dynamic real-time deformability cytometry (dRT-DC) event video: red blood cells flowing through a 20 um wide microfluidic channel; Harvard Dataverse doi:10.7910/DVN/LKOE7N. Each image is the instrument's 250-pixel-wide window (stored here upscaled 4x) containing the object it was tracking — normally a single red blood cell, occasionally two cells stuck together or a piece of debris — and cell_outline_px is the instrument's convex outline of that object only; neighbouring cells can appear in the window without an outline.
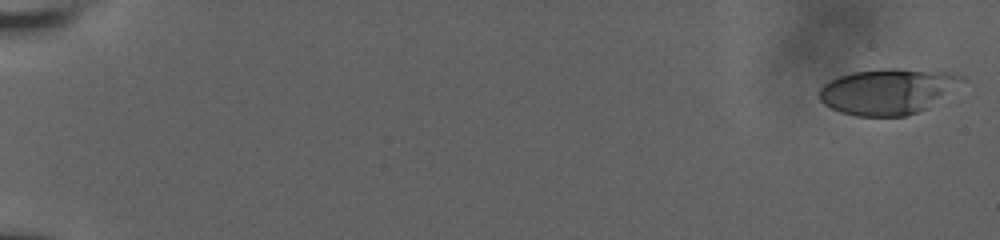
{"species": "human", "species_latin": "Homo sapiens", "temperature_condition": "room temperature", "stored_images_in_passage": 57, "camera_frame_rate_fps": 3000, "um_per_image_px": 0.085, "donor": {"sex": "male"}, "frame": {"image": 1, "passage_image": 1, "time_ms": 0.0, "image_size_px": [1000, 240], "cell_outline_px": [[968, 80], [928, 108], [904, 116], [856, 116], [840, 112], [824, 104], [820, 100], [816, 92], [824, 84], [840, 76], [852, 72], [884, 68], [896, 68], [952, 72], [964, 76]], "centroid_in_image_um": [75.49, 7.75], "position_along_channel_um": 9.5, "area_um2": 38.38}}
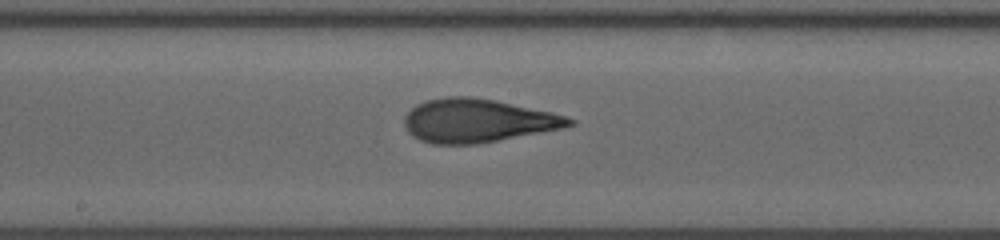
{"frame": {"image": 2, "passage_image": 33, "time_ms": 10.667, "image_size_px": [1000, 240], "cell_outline_px": [[576, 124], [564, 128], [476, 144], [432, 144], [420, 140], [412, 136], [408, 132], [404, 124], [404, 116], [416, 104], [428, 100], [448, 96], [468, 96], [496, 100], [552, 112], [576, 120]], "centroid_in_image_um": [40.59, 10.25], "position_along_channel_um": 207.6, "area_um2": 41.79}}
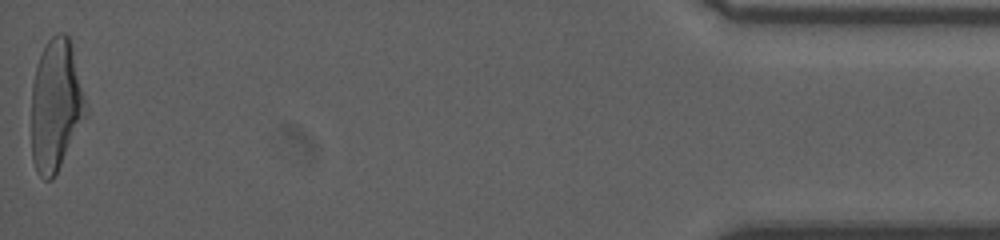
{"frame": {"image": 3, "passage_image": 57, "time_ms": 18.667, "image_size_px": [1000, 240], "cell_outline_px": [[88, 112], [52, 180], [44, 180], [36, 172], [32, 160], [32, 84], [36, 64], [44, 44], [56, 32], [64, 32], [68, 36], [72, 44], [88, 108]], "centroid_in_image_um": [4.74, 8.9], "position_along_channel_um": 430.5, "area_um2": 42.02}, "authors_computed_cell_mechanics": {"area_um2": 40.2866, "velocity_mm_per_s": 3.837, "shape_relaxation_time_tau1_ms": 5.0186, "shape_relaxation_time_tau2_ms": 1.0843, "deformation_change_tau1": 0.2125, "deformation_change_tau2": 0.0978}}